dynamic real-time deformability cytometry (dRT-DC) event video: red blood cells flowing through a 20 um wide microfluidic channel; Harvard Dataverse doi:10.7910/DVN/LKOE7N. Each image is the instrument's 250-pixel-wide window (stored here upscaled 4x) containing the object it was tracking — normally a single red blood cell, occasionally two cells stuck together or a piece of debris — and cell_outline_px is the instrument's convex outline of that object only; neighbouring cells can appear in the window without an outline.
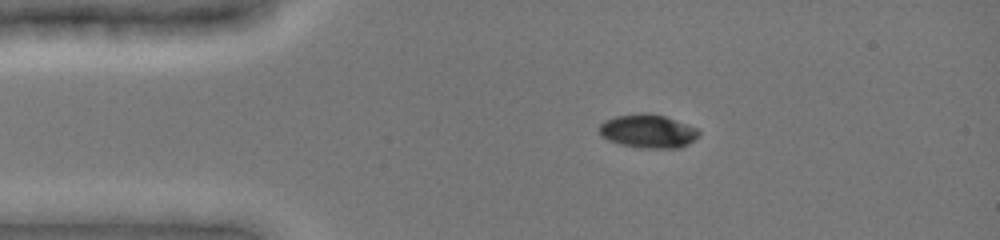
{"species": "common noctule bat (a hibernating species)", "species_latin": "Nyctalus noctula", "temperature_condition": "cold", "stored_images_in_passage": 40, "camera_frame_rate_fps": 3000, "um_per_image_px": 0.085, "animal": {"sex": "female", "body_mass_g": 19.0, "forearm_length_mm": 51.5}, "frame": {"image": 1, "passage_image": 1, "time_ms": 0.0, "image_size_px": [1000, 240], "cell_outline_px": [[700, 136], [688, 144], [680, 148], [640, 148], [620, 144], [608, 140], [600, 136], [600, 124], [604, 120], [616, 116], [640, 112], [644, 112], [664, 116], [696, 128], [700, 132]], "centroid_in_image_um": [55.06, 11.15], "position_along_channel_um": 29.9, "area_um2": 19.54}}
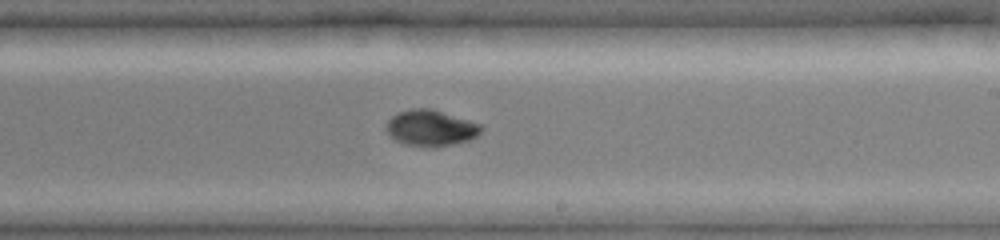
{"frame": {"image": 2, "passage_image": 21, "time_ms": 6.667, "image_size_px": [1000, 240], "cell_outline_px": [[484, 128], [476, 136], [468, 140], [436, 148], [428, 148], [408, 144], [396, 140], [384, 128], [388, 120], [396, 112], [412, 108], [432, 108], [484, 124]], "centroid_in_image_um": [36.65, 10.86], "position_along_channel_um": 252.4, "area_um2": 20.29}}
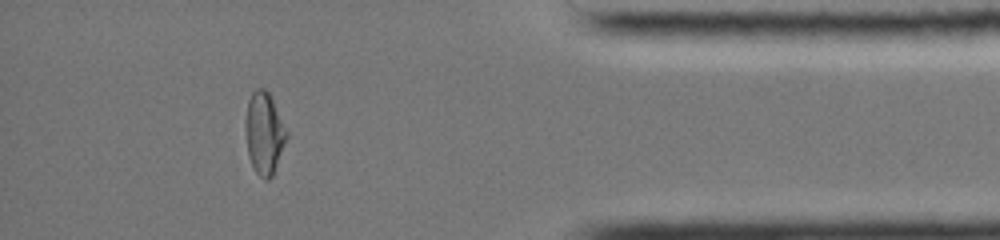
{"frame": {"image": 3, "passage_image": 35, "time_ms": 11.333, "image_size_px": [1000, 240], "cell_outline_px": [[288, 136], [272, 176], [268, 180], [264, 180], [252, 168], [248, 156], [244, 128], [244, 124], [248, 100], [252, 92], [256, 88], [264, 88], [268, 92], [288, 132]], "centroid_in_image_um": [22.43, 11.33], "position_along_channel_um": 412.8, "area_um2": 19.77}, "authors_computed_cell_mechanics": {"area_um2": 20.1144, "velocity_mm_per_s": 3.9544, "shape_relaxation_time_tau1_ms": 6.6913, "shape_relaxation_time_tau2_ms": 1.5025, "deformation_change_tau1": 0.1955, "deformation_change_tau2": 0.028}}